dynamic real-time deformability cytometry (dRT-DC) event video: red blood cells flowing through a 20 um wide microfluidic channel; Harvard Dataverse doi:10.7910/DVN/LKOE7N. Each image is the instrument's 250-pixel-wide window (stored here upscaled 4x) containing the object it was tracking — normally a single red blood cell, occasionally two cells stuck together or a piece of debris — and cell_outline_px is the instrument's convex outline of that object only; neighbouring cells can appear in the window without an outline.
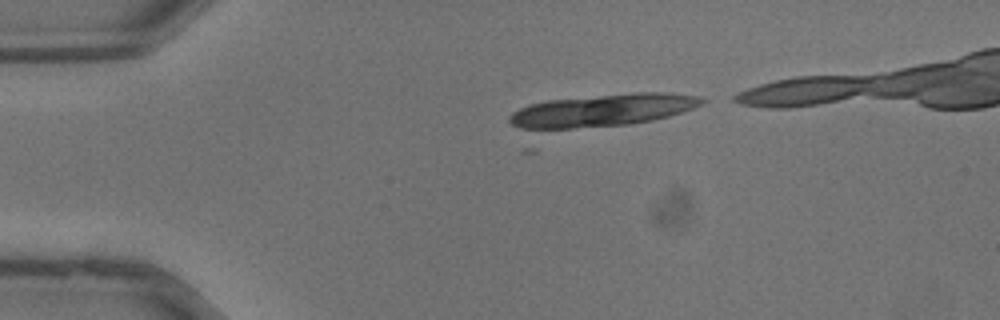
{"species": "common noctule bat (a hibernating species)", "species_latin": "Nyctalus noctula", "temperature_condition": "warm", "stored_images_in_passage": 3, "camera_frame_rate_fps": 3000, "um_per_image_px": 0.085, "animal": {"sex": "male", "body_mass_g": 13.3}, "frame": {"image": 1, "passage_image": 3, "time_ms": 0.667, "image_size_px": [1000, 320], "cell_outline_px": [[708, 100], [704, 104], [668, 116], [652, 120], [628, 124], [536, 132], [528, 132], [512, 124], [508, 120], [508, 116], [512, 112], [528, 104], [548, 100], [636, 92], [668, 92], [700, 96]], "centroid_in_image_um": [51.11, 9.4], "position_along_channel_um": 33.9, "area_um2": 37.17}}